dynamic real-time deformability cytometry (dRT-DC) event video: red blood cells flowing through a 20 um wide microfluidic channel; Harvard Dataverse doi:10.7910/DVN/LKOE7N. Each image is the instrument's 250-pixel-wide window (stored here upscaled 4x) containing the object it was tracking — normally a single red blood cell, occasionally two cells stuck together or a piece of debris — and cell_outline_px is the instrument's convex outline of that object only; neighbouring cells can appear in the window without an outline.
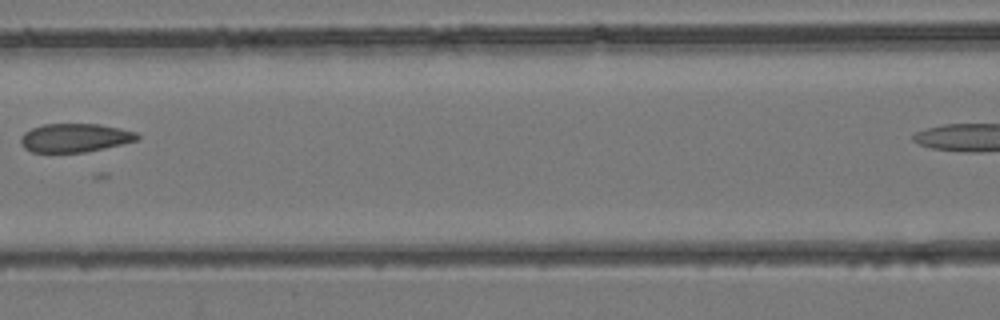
{"species": "common noctule bat (a hibernating species)", "species_latin": "Nyctalus noctula", "temperature_condition": "room temperature", "stored_images_in_passage": 6, "segment_of_instrument_passage": [1, 2], "camera_frame_rate_fps": 3000, "um_per_image_px": 0.085, "animal": {"sex": "female", "body_mass_g": 24.6, "forearm_length_mm": 56.2}, "frame": {"image": 1, "passage_image": 5, "time_ms": 1.333, "image_size_px": [1000, 320], "cell_outline_px": [[140, 140], [104, 148], [84, 152], [32, 152], [24, 148], [20, 140], [24, 132], [32, 128], [44, 124], [100, 124], [120, 128], [136, 132], [140, 136]], "centroid_in_image_um": [6.39, 11.71], "position_along_channel_um": 160.2, "area_um2": 19.42}}